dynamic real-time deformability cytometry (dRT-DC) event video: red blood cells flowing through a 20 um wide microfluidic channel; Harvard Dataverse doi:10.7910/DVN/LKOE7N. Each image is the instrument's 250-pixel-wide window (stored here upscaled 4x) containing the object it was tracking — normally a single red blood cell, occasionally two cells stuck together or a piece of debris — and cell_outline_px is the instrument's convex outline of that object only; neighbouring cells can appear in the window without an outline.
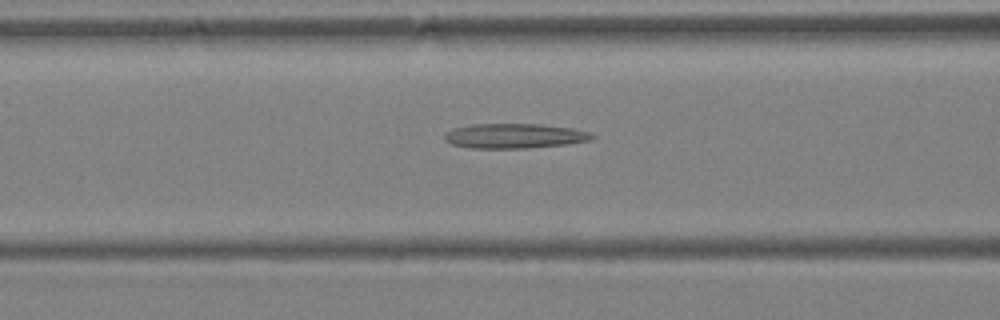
{"species": "Egyptian fruit bat (a non-hibernating species)", "species_latin": "Rousettus aegyptiacus", "temperature_condition": "warm", "stored_images_in_passage": 26, "camera_frame_rate_fps": 3000, "um_per_image_px": 0.085, "animal": {"sex": "female"}, "frame": {"image": 1, "passage_image": 10, "time_ms": 3.0, "image_size_px": [1000, 320], "cell_outline_px": [[596, 136], [592, 140], [564, 144], [524, 148], [472, 148], [452, 144], [444, 140], [444, 136], [452, 128], [472, 124], [536, 124], [572, 128], [588, 132]], "centroid_in_image_um": [43.71, 11.55], "position_along_channel_um": 122.9, "area_um2": 21.1}}
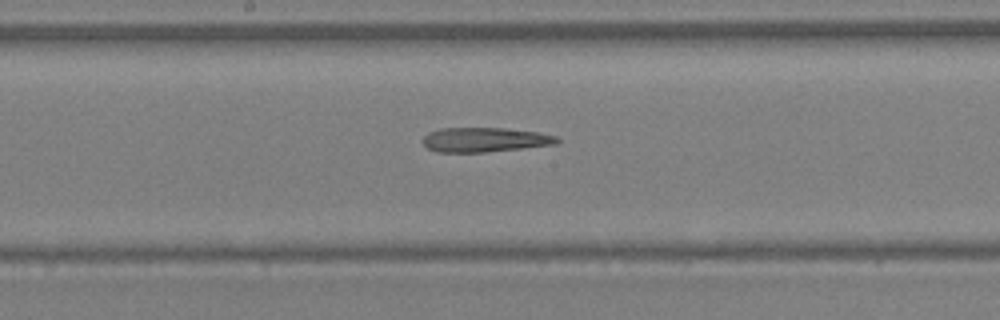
{"frame": {"image": 2, "passage_image": 15, "time_ms": 4.667, "image_size_px": [1000, 320], "cell_outline_px": [[560, 140], [556, 144], [484, 152], [436, 152], [428, 148], [424, 144], [424, 136], [428, 132], [440, 128], [504, 128], [536, 132], [556, 136]], "centroid_in_image_um": [41.17, 11.87], "position_along_channel_um": 207.0, "area_um2": 18.96}}
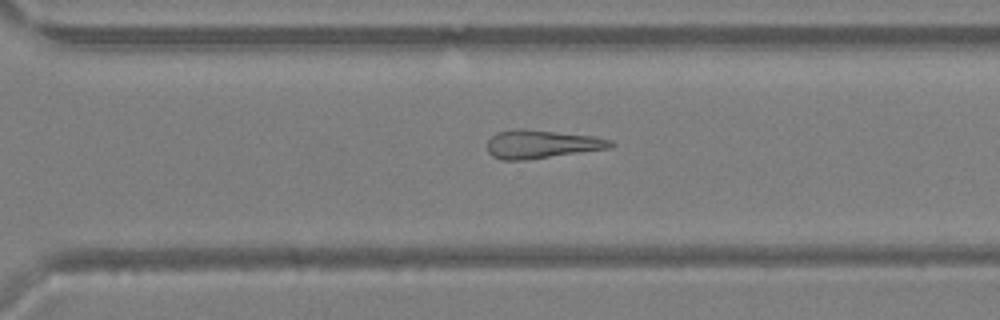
{"frame": {"image": 3, "passage_image": 22, "time_ms": 7.0, "image_size_px": [1000, 320], "cell_outline_px": [[616, 144], [612, 148], [528, 160], [504, 160], [492, 156], [488, 152], [488, 140], [496, 132], [520, 128], [592, 136], [612, 140]], "centroid_in_image_um": [46.06, 12.26], "position_along_channel_um": 324.5, "area_um2": 20.46}}